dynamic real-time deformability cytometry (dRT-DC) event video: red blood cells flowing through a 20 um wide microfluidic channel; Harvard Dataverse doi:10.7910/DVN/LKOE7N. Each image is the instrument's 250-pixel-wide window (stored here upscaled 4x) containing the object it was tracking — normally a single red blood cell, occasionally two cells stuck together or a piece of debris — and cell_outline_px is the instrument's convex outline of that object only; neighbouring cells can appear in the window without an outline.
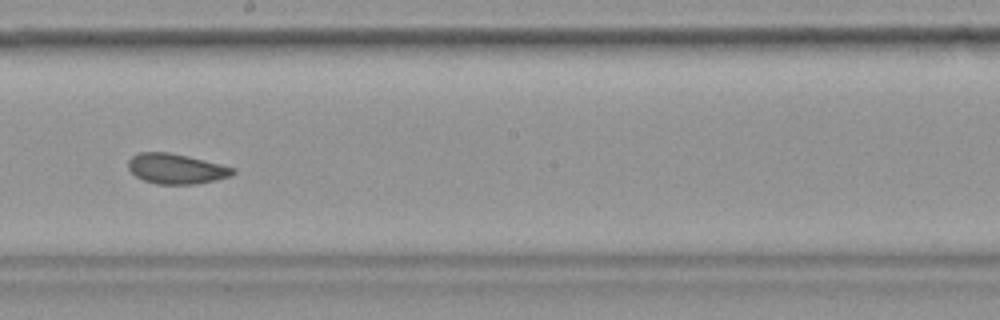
{"species": "common noctule bat (a hibernating species)", "species_latin": "Nyctalus noctula", "temperature_condition": "warm", "stored_images_in_passage": 32, "camera_frame_rate_fps": 3000, "um_per_image_px": 0.085, "animal": {"sex": "female", "body_mass_g": 19.9}, "frame": {"image": 1, "passage_image": 14, "time_ms": 4.333, "image_size_px": [1000, 320], "cell_outline_px": [[236, 172], [232, 176], [216, 180], [196, 184], [156, 184], [144, 180], [136, 176], [128, 168], [128, 160], [132, 156], [140, 152], [168, 152], [188, 156], [236, 168]], "centroid_in_image_um": [14.99, 14.35], "position_along_channel_um": 233.2, "area_um2": 18.44}}